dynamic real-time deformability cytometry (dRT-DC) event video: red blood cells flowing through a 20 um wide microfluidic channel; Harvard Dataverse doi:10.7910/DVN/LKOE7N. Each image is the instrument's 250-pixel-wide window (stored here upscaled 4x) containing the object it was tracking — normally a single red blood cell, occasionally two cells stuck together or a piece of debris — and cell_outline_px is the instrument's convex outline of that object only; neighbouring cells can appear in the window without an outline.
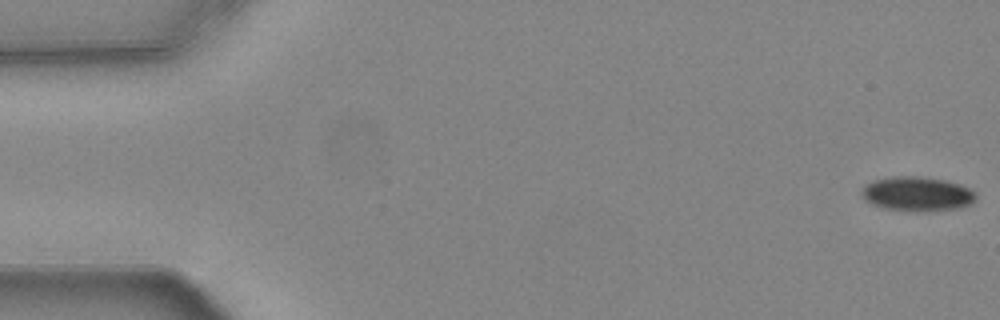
{"species": "common noctule bat (a hibernating species)", "species_latin": "Nyctalus noctula", "temperature_condition": "warm", "stored_images_in_passage": 7, "camera_frame_rate_fps": 3000, "um_per_image_px": 0.085, "animal": {"sex": "female", "body_mass_g": 24.6, "forearm_length_mm": 56.2}, "frame": {"image": 1, "passage_image": 1, "time_ms": 0.0, "image_size_px": [1000, 320], "cell_outline_px": [[976, 200], [968, 204], [956, 208], [884, 208], [872, 204], [864, 200], [860, 192], [864, 184], [872, 180], [892, 176], [920, 176], [944, 180], [960, 184], [968, 188], [976, 196]], "centroid_in_image_um": [77.87, 16.41], "position_along_channel_um": 7.1, "area_um2": 21.91}}